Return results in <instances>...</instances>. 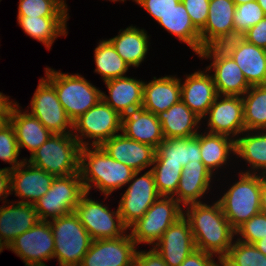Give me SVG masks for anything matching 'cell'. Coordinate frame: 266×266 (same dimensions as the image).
Here are the masks:
<instances>
[{
	"label": "cell",
	"instance_id": "1",
	"mask_svg": "<svg viewBox=\"0 0 266 266\" xmlns=\"http://www.w3.org/2000/svg\"><path fill=\"white\" fill-rule=\"evenodd\" d=\"M184 208H187L184 216L189 220L196 249L223 258L233 244L236 231L225 217L220 203H193Z\"/></svg>",
	"mask_w": 266,
	"mask_h": 266
},
{
	"label": "cell",
	"instance_id": "2",
	"mask_svg": "<svg viewBox=\"0 0 266 266\" xmlns=\"http://www.w3.org/2000/svg\"><path fill=\"white\" fill-rule=\"evenodd\" d=\"M134 172L110 157L101 146L80 148L79 173L86 192L94 186L107 198L113 191L128 184Z\"/></svg>",
	"mask_w": 266,
	"mask_h": 266
},
{
	"label": "cell",
	"instance_id": "3",
	"mask_svg": "<svg viewBox=\"0 0 266 266\" xmlns=\"http://www.w3.org/2000/svg\"><path fill=\"white\" fill-rule=\"evenodd\" d=\"M80 148L72 133L52 134L26 161L56 177L80 174Z\"/></svg>",
	"mask_w": 266,
	"mask_h": 266
},
{
	"label": "cell",
	"instance_id": "4",
	"mask_svg": "<svg viewBox=\"0 0 266 266\" xmlns=\"http://www.w3.org/2000/svg\"><path fill=\"white\" fill-rule=\"evenodd\" d=\"M45 76L72 122L101 100L102 91L79 74L71 75L47 67Z\"/></svg>",
	"mask_w": 266,
	"mask_h": 266
},
{
	"label": "cell",
	"instance_id": "5",
	"mask_svg": "<svg viewBox=\"0 0 266 266\" xmlns=\"http://www.w3.org/2000/svg\"><path fill=\"white\" fill-rule=\"evenodd\" d=\"M228 191L217 200L231 226L236 230L245 221L260 213L262 174L240 172Z\"/></svg>",
	"mask_w": 266,
	"mask_h": 266
},
{
	"label": "cell",
	"instance_id": "6",
	"mask_svg": "<svg viewBox=\"0 0 266 266\" xmlns=\"http://www.w3.org/2000/svg\"><path fill=\"white\" fill-rule=\"evenodd\" d=\"M54 237V256L59 266H80L93 239L75 212L49 221Z\"/></svg>",
	"mask_w": 266,
	"mask_h": 266
},
{
	"label": "cell",
	"instance_id": "7",
	"mask_svg": "<svg viewBox=\"0 0 266 266\" xmlns=\"http://www.w3.org/2000/svg\"><path fill=\"white\" fill-rule=\"evenodd\" d=\"M85 192L80 174L55 177L47 193L34 203L39 220L51 221L73 213Z\"/></svg>",
	"mask_w": 266,
	"mask_h": 266
},
{
	"label": "cell",
	"instance_id": "8",
	"mask_svg": "<svg viewBox=\"0 0 266 266\" xmlns=\"http://www.w3.org/2000/svg\"><path fill=\"white\" fill-rule=\"evenodd\" d=\"M183 206L174 198L160 196L128 229L131 238L138 246L141 243L155 245L164 232L184 215Z\"/></svg>",
	"mask_w": 266,
	"mask_h": 266
},
{
	"label": "cell",
	"instance_id": "9",
	"mask_svg": "<svg viewBox=\"0 0 266 266\" xmlns=\"http://www.w3.org/2000/svg\"><path fill=\"white\" fill-rule=\"evenodd\" d=\"M121 124L122 116L101 99L95 106L73 121L72 135L81 147L101 146L116 133L121 132ZM85 138L93 139V141L90 144L88 141H84Z\"/></svg>",
	"mask_w": 266,
	"mask_h": 266
},
{
	"label": "cell",
	"instance_id": "10",
	"mask_svg": "<svg viewBox=\"0 0 266 266\" xmlns=\"http://www.w3.org/2000/svg\"><path fill=\"white\" fill-rule=\"evenodd\" d=\"M85 192L75 208L80 223L93 240L114 239L126 235L128 227L123 223L118 211H111L107 206L88 197Z\"/></svg>",
	"mask_w": 266,
	"mask_h": 266
},
{
	"label": "cell",
	"instance_id": "11",
	"mask_svg": "<svg viewBox=\"0 0 266 266\" xmlns=\"http://www.w3.org/2000/svg\"><path fill=\"white\" fill-rule=\"evenodd\" d=\"M198 56L213 59L206 69L214 71L212 77L218 95L242 97L251 87L240 67L221 46L204 48Z\"/></svg>",
	"mask_w": 266,
	"mask_h": 266
},
{
	"label": "cell",
	"instance_id": "12",
	"mask_svg": "<svg viewBox=\"0 0 266 266\" xmlns=\"http://www.w3.org/2000/svg\"><path fill=\"white\" fill-rule=\"evenodd\" d=\"M141 172H134L128 188L118 204V211L123 223L129 228L142 218L149 207L160 197L155 186L154 175L148 170L138 177Z\"/></svg>",
	"mask_w": 266,
	"mask_h": 266
},
{
	"label": "cell",
	"instance_id": "13",
	"mask_svg": "<svg viewBox=\"0 0 266 266\" xmlns=\"http://www.w3.org/2000/svg\"><path fill=\"white\" fill-rule=\"evenodd\" d=\"M29 112L35 116L52 134L73 132V122L58 100L55 88L43 77L31 98Z\"/></svg>",
	"mask_w": 266,
	"mask_h": 266
},
{
	"label": "cell",
	"instance_id": "14",
	"mask_svg": "<svg viewBox=\"0 0 266 266\" xmlns=\"http://www.w3.org/2000/svg\"><path fill=\"white\" fill-rule=\"evenodd\" d=\"M25 266L45 265L44 261L53 259L55 246L49 221L39 220L31 229L24 232L9 245Z\"/></svg>",
	"mask_w": 266,
	"mask_h": 266
},
{
	"label": "cell",
	"instance_id": "15",
	"mask_svg": "<svg viewBox=\"0 0 266 266\" xmlns=\"http://www.w3.org/2000/svg\"><path fill=\"white\" fill-rule=\"evenodd\" d=\"M136 248L130 233L114 239L93 240L80 266H134Z\"/></svg>",
	"mask_w": 266,
	"mask_h": 266
},
{
	"label": "cell",
	"instance_id": "16",
	"mask_svg": "<svg viewBox=\"0 0 266 266\" xmlns=\"http://www.w3.org/2000/svg\"><path fill=\"white\" fill-rule=\"evenodd\" d=\"M206 116H209V133L234 137L235 140V136L245 132L243 100L240 96L217 95L203 119Z\"/></svg>",
	"mask_w": 266,
	"mask_h": 266
},
{
	"label": "cell",
	"instance_id": "17",
	"mask_svg": "<svg viewBox=\"0 0 266 266\" xmlns=\"http://www.w3.org/2000/svg\"><path fill=\"white\" fill-rule=\"evenodd\" d=\"M235 9L232 0H210L208 19L200 30L201 51L211 46H221L235 38Z\"/></svg>",
	"mask_w": 266,
	"mask_h": 266
},
{
	"label": "cell",
	"instance_id": "18",
	"mask_svg": "<svg viewBox=\"0 0 266 266\" xmlns=\"http://www.w3.org/2000/svg\"><path fill=\"white\" fill-rule=\"evenodd\" d=\"M240 67L250 86L266 85V49L235 37L221 45Z\"/></svg>",
	"mask_w": 266,
	"mask_h": 266
},
{
	"label": "cell",
	"instance_id": "19",
	"mask_svg": "<svg viewBox=\"0 0 266 266\" xmlns=\"http://www.w3.org/2000/svg\"><path fill=\"white\" fill-rule=\"evenodd\" d=\"M168 266H180L195 249L189 220L183 215L174 222L153 246Z\"/></svg>",
	"mask_w": 266,
	"mask_h": 266
},
{
	"label": "cell",
	"instance_id": "20",
	"mask_svg": "<svg viewBox=\"0 0 266 266\" xmlns=\"http://www.w3.org/2000/svg\"><path fill=\"white\" fill-rule=\"evenodd\" d=\"M25 168V169H24ZM11 192L22 200L19 203L34 204L44 196L52 185L53 174L30 164L26 159L15 169L10 170Z\"/></svg>",
	"mask_w": 266,
	"mask_h": 266
},
{
	"label": "cell",
	"instance_id": "21",
	"mask_svg": "<svg viewBox=\"0 0 266 266\" xmlns=\"http://www.w3.org/2000/svg\"><path fill=\"white\" fill-rule=\"evenodd\" d=\"M101 147L114 160L124 163L135 172L152 166L156 152L154 147L128 138L123 133L111 137Z\"/></svg>",
	"mask_w": 266,
	"mask_h": 266
},
{
	"label": "cell",
	"instance_id": "22",
	"mask_svg": "<svg viewBox=\"0 0 266 266\" xmlns=\"http://www.w3.org/2000/svg\"><path fill=\"white\" fill-rule=\"evenodd\" d=\"M121 132L135 141L155 149L165 139L157 115L139 106L122 115Z\"/></svg>",
	"mask_w": 266,
	"mask_h": 266
},
{
	"label": "cell",
	"instance_id": "23",
	"mask_svg": "<svg viewBox=\"0 0 266 266\" xmlns=\"http://www.w3.org/2000/svg\"><path fill=\"white\" fill-rule=\"evenodd\" d=\"M39 221L34 204L15 202L0 206V245L7 249L21 234Z\"/></svg>",
	"mask_w": 266,
	"mask_h": 266
},
{
	"label": "cell",
	"instance_id": "24",
	"mask_svg": "<svg viewBox=\"0 0 266 266\" xmlns=\"http://www.w3.org/2000/svg\"><path fill=\"white\" fill-rule=\"evenodd\" d=\"M217 95L213 77L207 74V69L186 75L181 84V100L201 119L205 117Z\"/></svg>",
	"mask_w": 266,
	"mask_h": 266
},
{
	"label": "cell",
	"instance_id": "25",
	"mask_svg": "<svg viewBox=\"0 0 266 266\" xmlns=\"http://www.w3.org/2000/svg\"><path fill=\"white\" fill-rule=\"evenodd\" d=\"M9 122L14 128L19 151L21 148H27L32 154L52 135L29 111L22 113L16 101L12 104Z\"/></svg>",
	"mask_w": 266,
	"mask_h": 266
},
{
	"label": "cell",
	"instance_id": "26",
	"mask_svg": "<svg viewBox=\"0 0 266 266\" xmlns=\"http://www.w3.org/2000/svg\"><path fill=\"white\" fill-rule=\"evenodd\" d=\"M143 84V107L157 115L181 100V79L175 76L153 77Z\"/></svg>",
	"mask_w": 266,
	"mask_h": 266
},
{
	"label": "cell",
	"instance_id": "27",
	"mask_svg": "<svg viewBox=\"0 0 266 266\" xmlns=\"http://www.w3.org/2000/svg\"><path fill=\"white\" fill-rule=\"evenodd\" d=\"M104 83L108 88L109 96L102 92L101 99L121 116L128 110L143 105L144 81L124 76Z\"/></svg>",
	"mask_w": 266,
	"mask_h": 266
},
{
	"label": "cell",
	"instance_id": "28",
	"mask_svg": "<svg viewBox=\"0 0 266 266\" xmlns=\"http://www.w3.org/2000/svg\"><path fill=\"white\" fill-rule=\"evenodd\" d=\"M213 174L202 162H188L182 169L178 188L174 197L183 207L193 203H202L200 200L210 189Z\"/></svg>",
	"mask_w": 266,
	"mask_h": 266
},
{
	"label": "cell",
	"instance_id": "29",
	"mask_svg": "<svg viewBox=\"0 0 266 266\" xmlns=\"http://www.w3.org/2000/svg\"><path fill=\"white\" fill-rule=\"evenodd\" d=\"M164 138H191L196 136L198 124L202 120L180 100L168 110L157 114Z\"/></svg>",
	"mask_w": 266,
	"mask_h": 266
},
{
	"label": "cell",
	"instance_id": "30",
	"mask_svg": "<svg viewBox=\"0 0 266 266\" xmlns=\"http://www.w3.org/2000/svg\"><path fill=\"white\" fill-rule=\"evenodd\" d=\"M149 36L144 29L128 26L108 41L129 67H138L148 52Z\"/></svg>",
	"mask_w": 266,
	"mask_h": 266
},
{
	"label": "cell",
	"instance_id": "31",
	"mask_svg": "<svg viewBox=\"0 0 266 266\" xmlns=\"http://www.w3.org/2000/svg\"><path fill=\"white\" fill-rule=\"evenodd\" d=\"M202 162L198 136L164 139L155 152L153 163L181 164Z\"/></svg>",
	"mask_w": 266,
	"mask_h": 266
},
{
	"label": "cell",
	"instance_id": "32",
	"mask_svg": "<svg viewBox=\"0 0 266 266\" xmlns=\"http://www.w3.org/2000/svg\"><path fill=\"white\" fill-rule=\"evenodd\" d=\"M157 23L188 45L197 55L201 52L200 31L192 23L182 1Z\"/></svg>",
	"mask_w": 266,
	"mask_h": 266
},
{
	"label": "cell",
	"instance_id": "33",
	"mask_svg": "<svg viewBox=\"0 0 266 266\" xmlns=\"http://www.w3.org/2000/svg\"><path fill=\"white\" fill-rule=\"evenodd\" d=\"M200 143L202 163L213 174L226 165L230 154L235 155V140L232 137L200 132L197 134ZM232 152V153H231Z\"/></svg>",
	"mask_w": 266,
	"mask_h": 266
},
{
	"label": "cell",
	"instance_id": "34",
	"mask_svg": "<svg viewBox=\"0 0 266 266\" xmlns=\"http://www.w3.org/2000/svg\"><path fill=\"white\" fill-rule=\"evenodd\" d=\"M69 17L17 16L18 24L31 38L43 43L49 50L57 37L67 36Z\"/></svg>",
	"mask_w": 266,
	"mask_h": 266
},
{
	"label": "cell",
	"instance_id": "35",
	"mask_svg": "<svg viewBox=\"0 0 266 266\" xmlns=\"http://www.w3.org/2000/svg\"><path fill=\"white\" fill-rule=\"evenodd\" d=\"M244 133L246 136L238 135L235 139V154L252 167L245 173L256 174L263 170L261 174L266 176V130H246Z\"/></svg>",
	"mask_w": 266,
	"mask_h": 266
},
{
	"label": "cell",
	"instance_id": "36",
	"mask_svg": "<svg viewBox=\"0 0 266 266\" xmlns=\"http://www.w3.org/2000/svg\"><path fill=\"white\" fill-rule=\"evenodd\" d=\"M242 100L245 131L266 130V85L251 86Z\"/></svg>",
	"mask_w": 266,
	"mask_h": 266
},
{
	"label": "cell",
	"instance_id": "37",
	"mask_svg": "<svg viewBox=\"0 0 266 266\" xmlns=\"http://www.w3.org/2000/svg\"><path fill=\"white\" fill-rule=\"evenodd\" d=\"M96 69L94 72L101 75L104 82L124 77L129 65L121 58L113 45L106 39L100 40L94 50Z\"/></svg>",
	"mask_w": 266,
	"mask_h": 266
},
{
	"label": "cell",
	"instance_id": "38",
	"mask_svg": "<svg viewBox=\"0 0 266 266\" xmlns=\"http://www.w3.org/2000/svg\"><path fill=\"white\" fill-rule=\"evenodd\" d=\"M65 0H19L18 16L69 17Z\"/></svg>",
	"mask_w": 266,
	"mask_h": 266
},
{
	"label": "cell",
	"instance_id": "39",
	"mask_svg": "<svg viewBox=\"0 0 266 266\" xmlns=\"http://www.w3.org/2000/svg\"><path fill=\"white\" fill-rule=\"evenodd\" d=\"M150 169L160 196L172 197L178 188L183 166L173 163H153Z\"/></svg>",
	"mask_w": 266,
	"mask_h": 266
},
{
	"label": "cell",
	"instance_id": "40",
	"mask_svg": "<svg viewBox=\"0 0 266 266\" xmlns=\"http://www.w3.org/2000/svg\"><path fill=\"white\" fill-rule=\"evenodd\" d=\"M223 259L227 266H265V255L254 244L244 243L239 240L233 241Z\"/></svg>",
	"mask_w": 266,
	"mask_h": 266
},
{
	"label": "cell",
	"instance_id": "41",
	"mask_svg": "<svg viewBox=\"0 0 266 266\" xmlns=\"http://www.w3.org/2000/svg\"><path fill=\"white\" fill-rule=\"evenodd\" d=\"M265 13L257 1L237 5L233 17L235 37H241L247 30L255 26L265 17Z\"/></svg>",
	"mask_w": 266,
	"mask_h": 266
},
{
	"label": "cell",
	"instance_id": "42",
	"mask_svg": "<svg viewBox=\"0 0 266 266\" xmlns=\"http://www.w3.org/2000/svg\"><path fill=\"white\" fill-rule=\"evenodd\" d=\"M20 151L13 126L8 122L0 129V159L12 165L7 169L12 170L22 164L26 158L18 160Z\"/></svg>",
	"mask_w": 266,
	"mask_h": 266
},
{
	"label": "cell",
	"instance_id": "43",
	"mask_svg": "<svg viewBox=\"0 0 266 266\" xmlns=\"http://www.w3.org/2000/svg\"><path fill=\"white\" fill-rule=\"evenodd\" d=\"M236 235H240L237 240L244 243L253 244L266 237V214L258 213L245 221L236 230Z\"/></svg>",
	"mask_w": 266,
	"mask_h": 266
},
{
	"label": "cell",
	"instance_id": "44",
	"mask_svg": "<svg viewBox=\"0 0 266 266\" xmlns=\"http://www.w3.org/2000/svg\"><path fill=\"white\" fill-rule=\"evenodd\" d=\"M194 26L200 31L206 24L210 0H181Z\"/></svg>",
	"mask_w": 266,
	"mask_h": 266
},
{
	"label": "cell",
	"instance_id": "45",
	"mask_svg": "<svg viewBox=\"0 0 266 266\" xmlns=\"http://www.w3.org/2000/svg\"><path fill=\"white\" fill-rule=\"evenodd\" d=\"M181 0H139L137 4L143 7L155 21L176 7Z\"/></svg>",
	"mask_w": 266,
	"mask_h": 266
},
{
	"label": "cell",
	"instance_id": "46",
	"mask_svg": "<svg viewBox=\"0 0 266 266\" xmlns=\"http://www.w3.org/2000/svg\"><path fill=\"white\" fill-rule=\"evenodd\" d=\"M241 37L248 43L266 49V16Z\"/></svg>",
	"mask_w": 266,
	"mask_h": 266
},
{
	"label": "cell",
	"instance_id": "47",
	"mask_svg": "<svg viewBox=\"0 0 266 266\" xmlns=\"http://www.w3.org/2000/svg\"><path fill=\"white\" fill-rule=\"evenodd\" d=\"M151 248L146 252L140 250L136 252L134 266H168L157 251Z\"/></svg>",
	"mask_w": 266,
	"mask_h": 266
},
{
	"label": "cell",
	"instance_id": "48",
	"mask_svg": "<svg viewBox=\"0 0 266 266\" xmlns=\"http://www.w3.org/2000/svg\"><path fill=\"white\" fill-rule=\"evenodd\" d=\"M213 257V254L195 249L180 266H210L214 262Z\"/></svg>",
	"mask_w": 266,
	"mask_h": 266
},
{
	"label": "cell",
	"instance_id": "49",
	"mask_svg": "<svg viewBox=\"0 0 266 266\" xmlns=\"http://www.w3.org/2000/svg\"><path fill=\"white\" fill-rule=\"evenodd\" d=\"M8 194H12L10 170L6 167L0 168V200H5L9 196Z\"/></svg>",
	"mask_w": 266,
	"mask_h": 266
},
{
	"label": "cell",
	"instance_id": "50",
	"mask_svg": "<svg viewBox=\"0 0 266 266\" xmlns=\"http://www.w3.org/2000/svg\"><path fill=\"white\" fill-rule=\"evenodd\" d=\"M260 211L266 214V176L262 175V189L260 193Z\"/></svg>",
	"mask_w": 266,
	"mask_h": 266
},
{
	"label": "cell",
	"instance_id": "51",
	"mask_svg": "<svg viewBox=\"0 0 266 266\" xmlns=\"http://www.w3.org/2000/svg\"><path fill=\"white\" fill-rule=\"evenodd\" d=\"M254 246L266 256V237L253 243Z\"/></svg>",
	"mask_w": 266,
	"mask_h": 266
},
{
	"label": "cell",
	"instance_id": "52",
	"mask_svg": "<svg viewBox=\"0 0 266 266\" xmlns=\"http://www.w3.org/2000/svg\"><path fill=\"white\" fill-rule=\"evenodd\" d=\"M219 264L214 261L210 266H227V263L223 258H218Z\"/></svg>",
	"mask_w": 266,
	"mask_h": 266
},
{
	"label": "cell",
	"instance_id": "53",
	"mask_svg": "<svg viewBox=\"0 0 266 266\" xmlns=\"http://www.w3.org/2000/svg\"><path fill=\"white\" fill-rule=\"evenodd\" d=\"M257 3L259 4V6L262 8V10L266 15V0H257Z\"/></svg>",
	"mask_w": 266,
	"mask_h": 266
},
{
	"label": "cell",
	"instance_id": "54",
	"mask_svg": "<svg viewBox=\"0 0 266 266\" xmlns=\"http://www.w3.org/2000/svg\"><path fill=\"white\" fill-rule=\"evenodd\" d=\"M232 1L237 6V5H241V4H244V3H248L250 1H257V0H232Z\"/></svg>",
	"mask_w": 266,
	"mask_h": 266
},
{
	"label": "cell",
	"instance_id": "55",
	"mask_svg": "<svg viewBox=\"0 0 266 266\" xmlns=\"http://www.w3.org/2000/svg\"><path fill=\"white\" fill-rule=\"evenodd\" d=\"M109 1H112V2H113V1H122V2H124V1H126V0H109ZM133 1H135L136 3H138L139 0H133Z\"/></svg>",
	"mask_w": 266,
	"mask_h": 266
},
{
	"label": "cell",
	"instance_id": "56",
	"mask_svg": "<svg viewBox=\"0 0 266 266\" xmlns=\"http://www.w3.org/2000/svg\"><path fill=\"white\" fill-rule=\"evenodd\" d=\"M3 250H4L3 247L0 245V253H1Z\"/></svg>",
	"mask_w": 266,
	"mask_h": 266
}]
</instances>
